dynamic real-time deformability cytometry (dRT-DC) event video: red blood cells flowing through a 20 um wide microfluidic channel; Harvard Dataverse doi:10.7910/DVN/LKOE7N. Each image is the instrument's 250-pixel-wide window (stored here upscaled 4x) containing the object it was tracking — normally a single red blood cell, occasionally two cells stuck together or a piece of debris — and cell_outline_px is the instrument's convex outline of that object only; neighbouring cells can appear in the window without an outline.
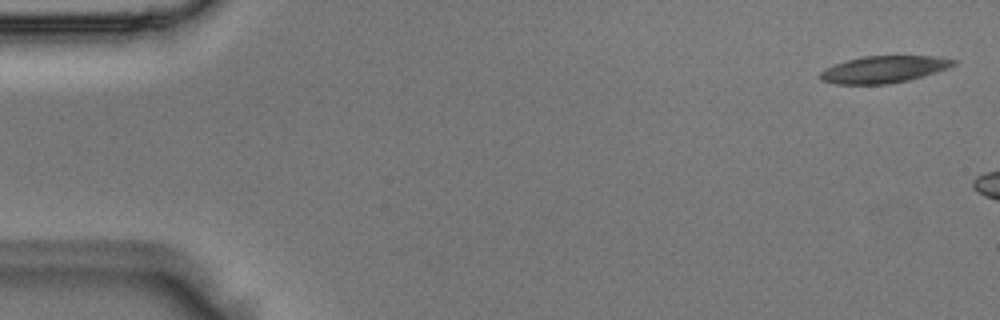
{"species": "Egyptian fruit bat (a non-hibernating species)", "species_latin": "Rousettus aegyptiacus", "temperature_condition": "room temperature", "stored_images_in_passage": 3, "camera_frame_rate_fps": 3000, "um_per_image_px": 0.085, "animal": {"sex": "male"}, "frame": {"image": 1, "passage_image": 1, "time_ms": 0.0, "image_size_px": [1000, 320], "cell_outline_px": [[956, 64], [948, 68], [908, 80], [888, 84], [836, 84], [820, 80], [820, 72], [836, 64], [848, 60], [864, 56], [932, 56], [956, 60]], "centroid_in_image_um": [75.12, 5.9], "position_along_channel_um": 9.9, "area_um2": 20.58}}